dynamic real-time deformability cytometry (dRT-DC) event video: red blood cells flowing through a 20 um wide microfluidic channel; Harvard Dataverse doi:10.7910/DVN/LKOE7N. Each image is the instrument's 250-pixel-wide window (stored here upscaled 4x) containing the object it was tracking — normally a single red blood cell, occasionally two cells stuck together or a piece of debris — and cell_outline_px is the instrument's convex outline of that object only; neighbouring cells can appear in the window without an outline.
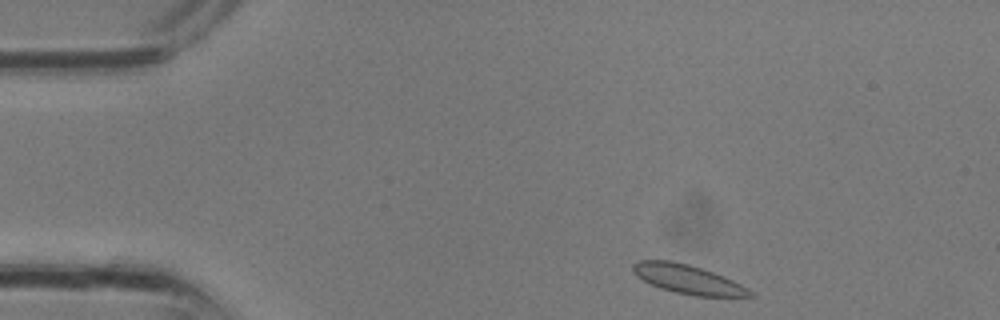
{"species": "common noctule bat (a hibernating species)", "species_latin": "Nyctalus noctula", "temperature_condition": "room temperature", "stored_images_in_passage": 28, "camera_frame_rate_fps": 3000, "um_per_image_px": 0.085, "animal": {"sex": "male", "body_mass_g": 13.3}, "frame": {"image": 1, "passage_image": 1, "time_ms": 0.0, "image_size_px": [1000, 320], "cell_outline_px": [[756, 296], [696, 296], [676, 292], [660, 288], [636, 276], [632, 272], [632, 264], [640, 260], [672, 260], [688, 264], [724, 276], [748, 288]], "centroid_in_image_um": [58.44, 23.73], "position_along_channel_um": 26.6, "area_um2": 19.59}}
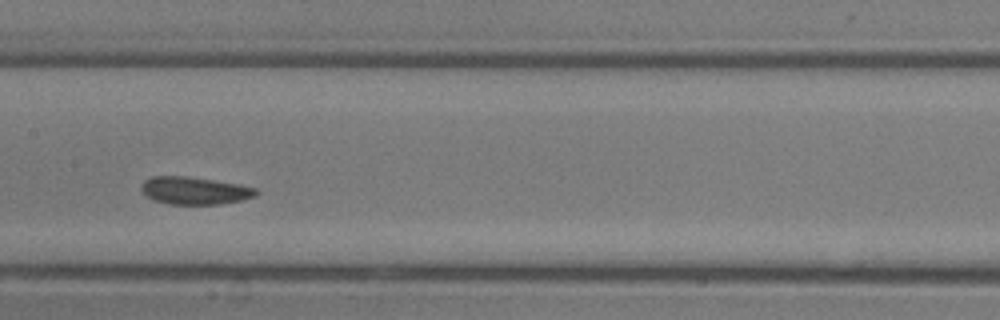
{"frame": {"image": 2, "passage_image": 12, "time_ms": 3.667, "image_size_px": [1000, 320], "cell_outline_px": [[260, 192], [256, 196], [240, 200], [220, 204], [168, 204], [152, 200], [140, 188], [140, 184], [144, 180], [152, 176], [184, 176], [212, 180], [236, 184], [256, 188]], "centroid_in_image_um": [16.51, 16.2], "position_along_channel_um": 190.9, "area_um2": 18.32}}
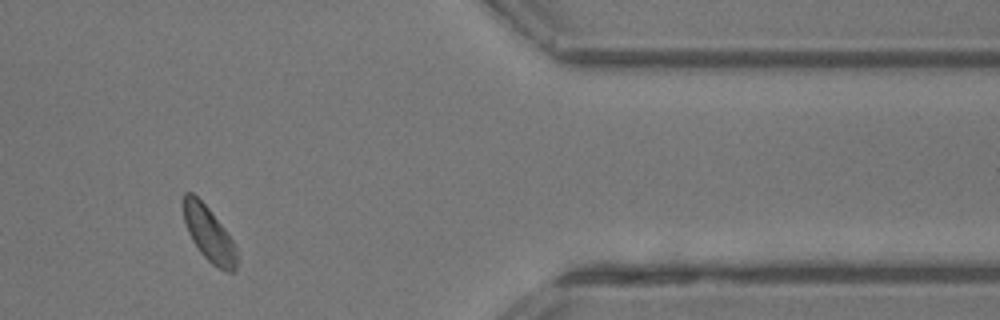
{"frame": {"image": 3, "passage_image": 23, "time_ms": 7.333, "image_size_px": [1000, 320], "cell_outline_px": [[240, 260], [236, 272], [224, 272], [212, 264], [200, 252], [192, 240], [188, 232], [184, 220], [184, 192], [192, 192], [208, 208], [224, 228], [232, 240], [236, 248]], "centroid_in_image_um": [17.82, 19.97], "position_along_channel_um": 393.6, "area_um2": 17.11}}